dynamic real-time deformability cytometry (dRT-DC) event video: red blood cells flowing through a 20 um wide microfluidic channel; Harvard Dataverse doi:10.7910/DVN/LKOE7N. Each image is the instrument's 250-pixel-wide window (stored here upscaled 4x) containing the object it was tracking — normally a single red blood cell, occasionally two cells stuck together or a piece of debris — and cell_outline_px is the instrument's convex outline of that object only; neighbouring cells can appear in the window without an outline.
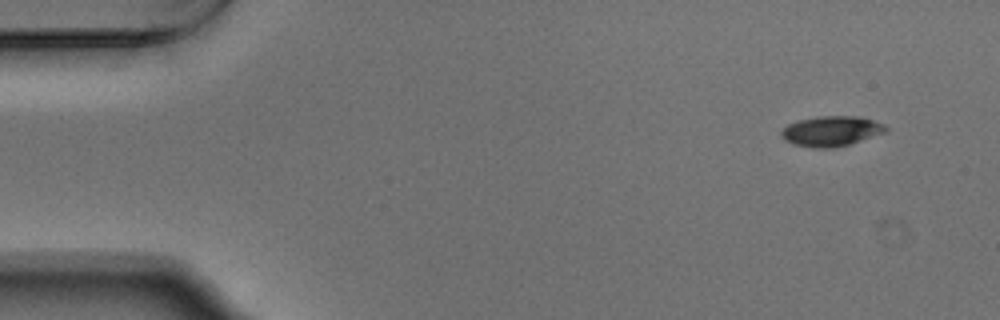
{"species": "Egyptian fruit bat (a non-hibernating species)", "species_latin": "Rousettus aegyptiacus", "temperature_condition": "warm", "stored_images_in_passage": 51, "camera_frame_rate_fps": 3000, "um_per_image_px": 0.085, "animal": {"sex": "male"}, "frame": {"image": 1, "passage_image": 1, "time_ms": 0.0, "image_size_px": [1000, 320], "cell_outline_px": [[888, 132], [848, 144], [832, 148], [812, 148], [792, 144], [784, 140], [780, 136], [780, 132], [788, 124], [800, 120], [816, 116], [860, 116], [884, 124], [888, 128]], "centroid_in_image_um": [70.65, 11.15], "position_along_channel_um": 14.3, "area_um2": 18.5}}
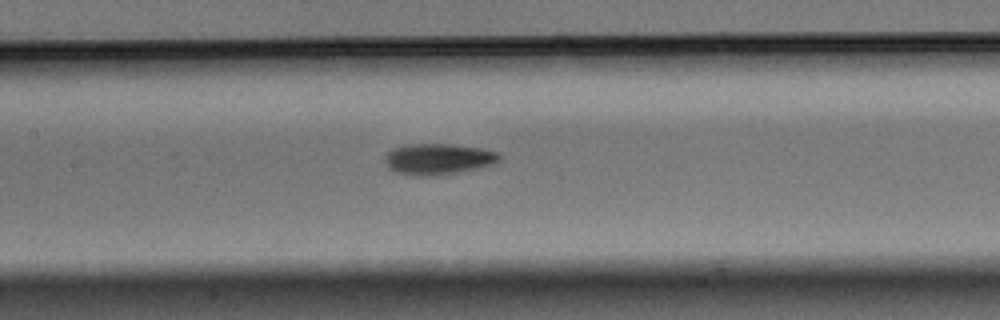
{"frame": {"image": 2, "passage_image": 22, "time_ms": 7.0, "image_size_px": [1000, 320], "cell_outline_px": [[500, 160], [492, 164], [480, 168], [460, 172], [432, 176], [420, 176], [396, 172], [388, 168], [384, 160], [388, 152], [392, 148], [408, 144], [452, 144], [480, 148], [500, 152]], "centroid_in_image_um": [37.26, 13.52], "position_along_channel_um": 170.1, "area_um2": 20.81}}
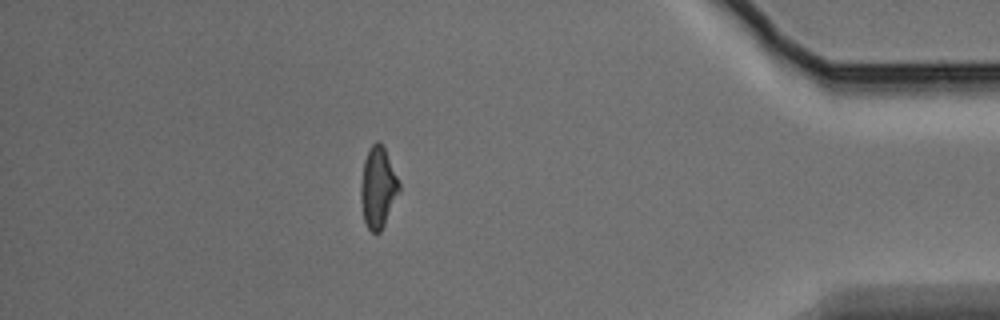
{"frame": {"image": 3, "passage_image": 44, "time_ms": 14.333, "image_size_px": [1000, 320], "cell_outline_px": [[400, 192], [380, 232], [372, 232], [368, 228], [364, 220], [360, 200], [360, 184], [364, 160], [368, 148], [376, 140], [384, 148], [400, 184]], "centroid_in_image_um": [32.11, 15.94], "position_along_channel_um": 403.1, "area_um2": 17.98}, "authors_computed_cell_mechanics": {"area_um2": 18.6116, "velocity_mm_per_s": 3.7599, "shape_relaxation_time_tau1_ms": 3.5128, "shape_relaxation_time_tau2_ms": 8.0386, "deformation_change_tau1": 0.1263, "deformation_change_tau2": 0.1752}}